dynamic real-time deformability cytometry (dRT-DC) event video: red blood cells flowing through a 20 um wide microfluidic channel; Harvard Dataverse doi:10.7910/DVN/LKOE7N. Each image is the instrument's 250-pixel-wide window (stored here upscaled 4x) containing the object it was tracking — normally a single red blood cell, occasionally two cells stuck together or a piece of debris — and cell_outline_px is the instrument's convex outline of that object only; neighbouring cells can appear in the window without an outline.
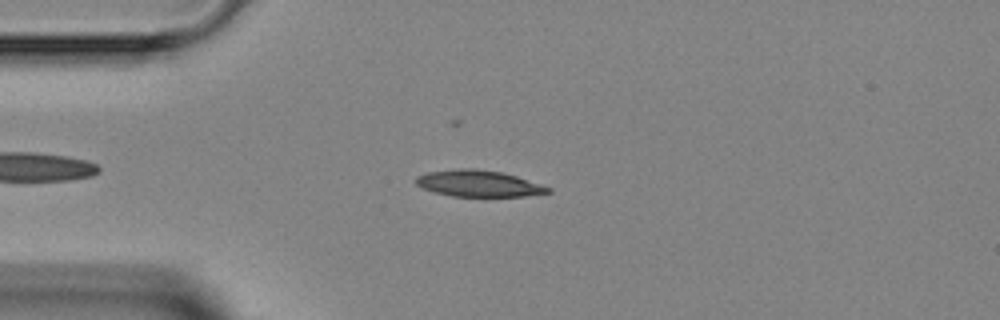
{"species": "Egyptian fruit bat (a non-hibernating species)", "species_latin": "Rousettus aegyptiacus", "temperature_condition": "room temperature", "stored_images_in_passage": 3, "camera_frame_rate_fps": 3000, "um_per_image_px": 0.085, "animal": {"sex": "female"}, "frame": {"image": 1, "passage_image": 3, "time_ms": 3.0, "image_size_px": [1000, 320], "cell_outline_px": [[552, 192], [524, 196], [452, 196], [420, 188], [416, 184], [416, 176], [428, 172], [460, 168], [472, 168], [500, 172], [516, 176], [552, 188]], "centroid_in_image_um": [40.66, 15.6], "position_along_channel_um": 44.3, "area_um2": 20.17}}